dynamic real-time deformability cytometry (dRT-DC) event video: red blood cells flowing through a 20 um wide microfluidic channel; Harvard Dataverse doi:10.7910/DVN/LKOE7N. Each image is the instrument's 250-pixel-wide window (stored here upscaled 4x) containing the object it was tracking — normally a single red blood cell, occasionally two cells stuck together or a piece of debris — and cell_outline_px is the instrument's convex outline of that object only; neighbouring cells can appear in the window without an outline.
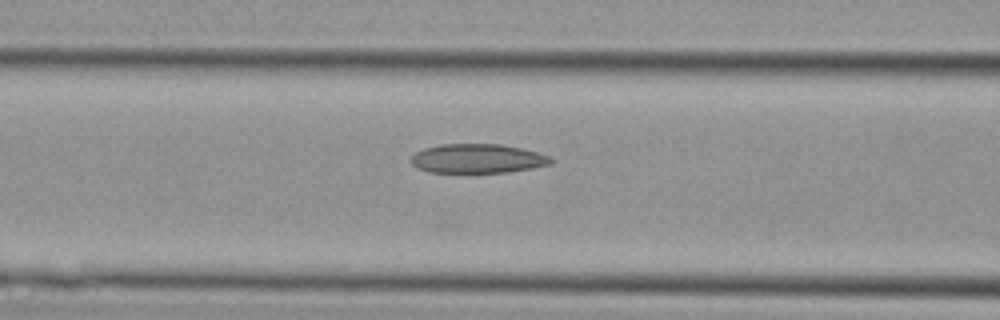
{"species": "Egyptian fruit bat (a non-hibernating species)", "species_latin": "Rousettus aegyptiacus", "temperature_condition": "cold", "stored_images_in_passage": 24, "camera_frame_rate_fps": 3000, "um_per_image_px": 0.085, "animal": {"sex": "female"}, "frame": {"image": 1, "passage_image": 9, "time_ms": 2.667, "image_size_px": [1000, 320], "cell_outline_px": [[556, 160], [552, 164], [532, 168], [508, 172], [428, 172], [416, 168], [408, 160], [416, 152], [424, 148], [440, 144], [500, 144], [520, 148], [536, 152], [548, 156]], "centroid_in_image_um": [40.57, 13.48], "position_along_channel_um": 126.0, "area_um2": 23.87}}
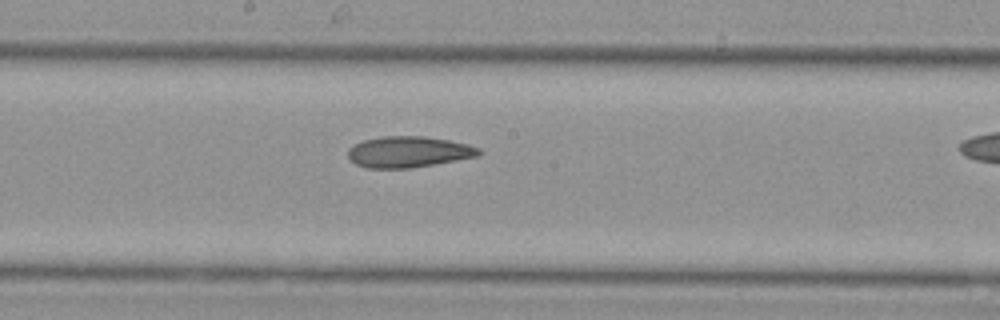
{"frame": {"image": 2, "passage_image": 14, "time_ms": 4.333, "image_size_px": [1000, 320], "cell_outline_px": [[484, 152], [480, 156], [412, 168], [368, 168], [356, 164], [348, 156], [348, 148], [352, 144], [364, 140], [380, 136], [424, 136], [448, 140], [468, 144], [480, 148]], "centroid_in_image_um": [34.75, 12.9], "position_along_channel_um": 213.4, "area_um2": 23.93}}
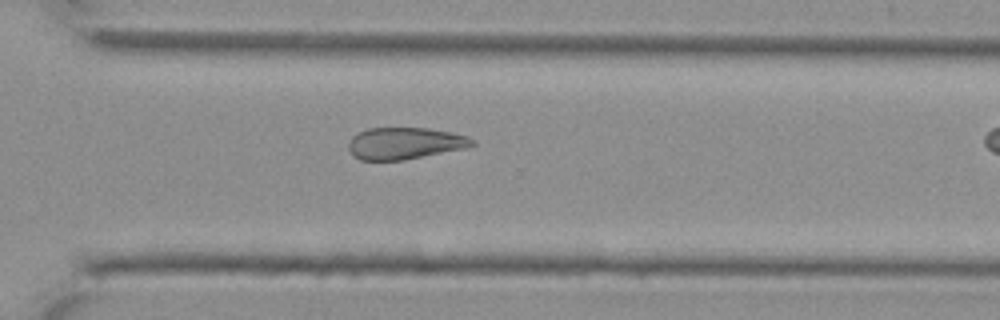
{"frame": {"image": 3, "passage_image": 21, "time_ms": 6.667, "image_size_px": [1000, 320], "cell_outline_px": [[476, 144], [464, 148], [404, 160], [360, 160], [352, 156], [348, 148], [348, 144], [352, 136], [368, 128], [428, 128], [452, 132], [468, 136], [476, 140]], "centroid_in_image_um": [34.41, 12.18], "position_along_channel_um": 336.2, "area_um2": 23.0}}